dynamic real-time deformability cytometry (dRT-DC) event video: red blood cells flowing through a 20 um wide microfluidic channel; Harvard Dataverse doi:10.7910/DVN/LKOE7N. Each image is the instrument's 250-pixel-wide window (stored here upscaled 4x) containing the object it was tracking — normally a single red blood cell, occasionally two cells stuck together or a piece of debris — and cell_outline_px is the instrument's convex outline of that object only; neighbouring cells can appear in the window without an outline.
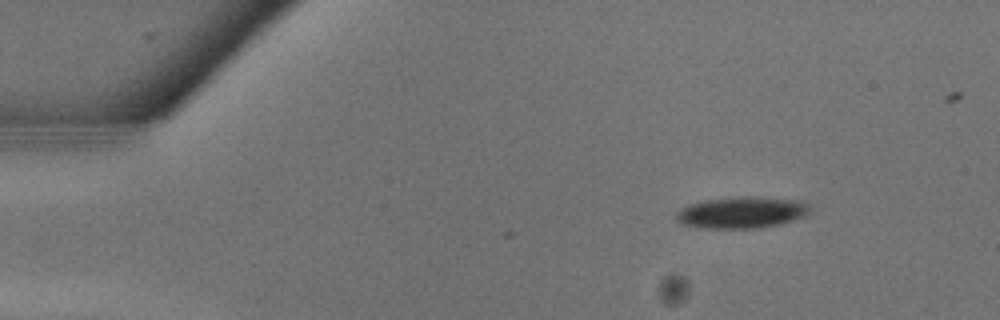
{"species": "common noctule bat (a hibernating species)", "species_latin": "Nyctalus noctula", "temperature_condition": "warm", "stored_images_in_passage": 13, "camera_frame_rate_fps": 3000, "um_per_image_px": 0.085, "animal": {"sex": "male", "body_mass_g": 13.3}, "frame": {"image": 1, "passage_image": 1, "time_ms": 0.0, "image_size_px": [1000, 320], "cell_outline_px": [[812, 208], [804, 216], [780, 224], [760, 228], [700, 228], [684, 224], [676, 220], [676, 212], [680, 208], [688, 204], [704, 200], [736, 196], [756, 196], [796, 200], [812, 204]], "centroid_in_image_um": [63.04, 18.05], "position_along_channel_um": 22.0, "area_um2": 24.85}}
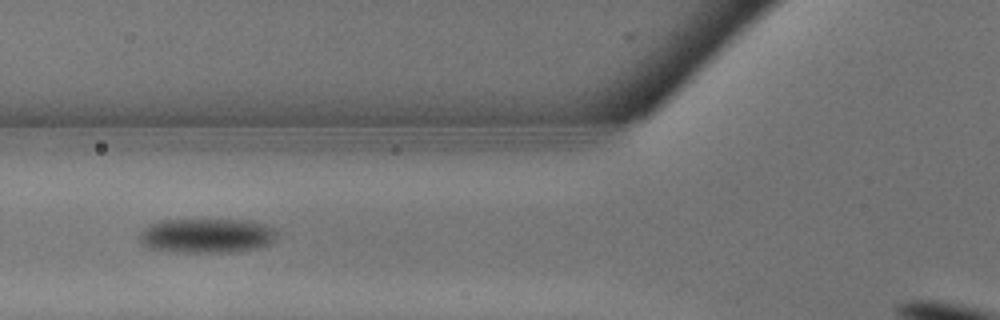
{"frame": {"image": 2, "passage_image": 8, "time_ms": 2.333, "image_size_px": [1000, 320], "cell_outline_px": [[276, 232], [272, 240], [268, 244], [256, 248], [228, 252], [172, 252], [148, 248], [140, 244], [140, 232], [148, 224], [160, 220], [252, 220], [276, 228]], "centroid_in_image_um": [17.51, 20.02], "position_along_channel_um": 108.3, "area_um2": 27.74}}
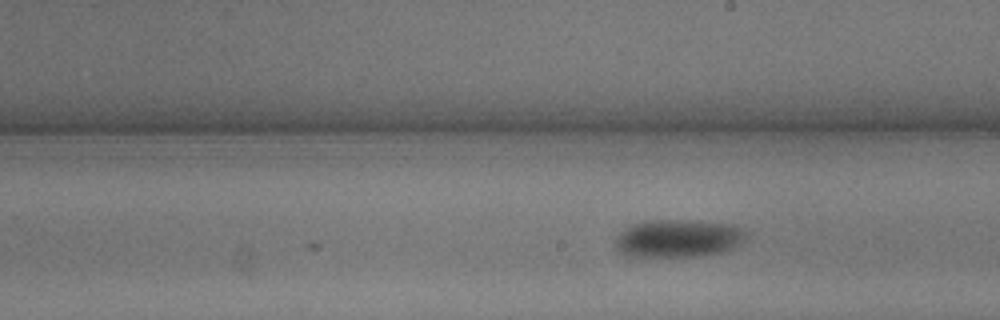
{"frame": {"image": 3, "passage_image": 13, "time_ms": 4.0, "image_size_px": [1000, 320], "cell_outline_px": [[748, 236], [740, 244], [728, 252], [704, 256], [624, 256], [616, 248], [616, 240], [620, 232], [624, 228], [636, 224], [652, 220], [692, 220], [736, 224], [744, 228], [748, 232]], "centroid_in_image_um": [57.76, 20.26], "position_along_channel_um": 231.2, "area_um2": 29.36}}